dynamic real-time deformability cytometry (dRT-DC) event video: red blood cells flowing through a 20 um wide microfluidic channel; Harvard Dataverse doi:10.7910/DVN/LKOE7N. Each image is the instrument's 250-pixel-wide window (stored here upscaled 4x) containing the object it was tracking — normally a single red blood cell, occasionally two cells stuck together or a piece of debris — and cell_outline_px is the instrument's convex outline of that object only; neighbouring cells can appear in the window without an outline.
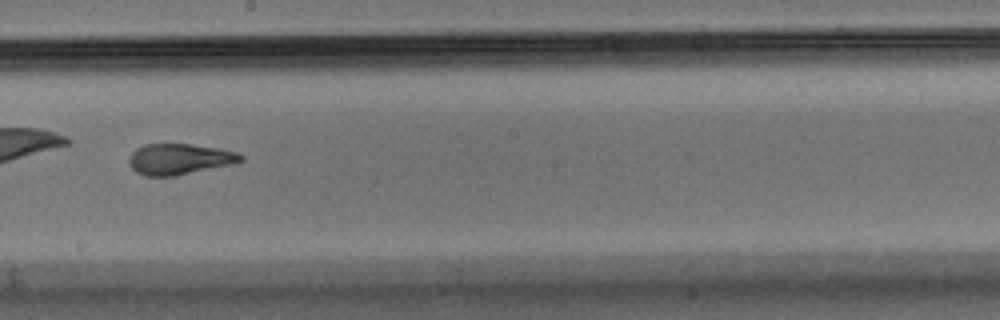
{"species": "Egyptian fruit bat (a non-hibernating species)", "species_latin": "Rousettus aegyptiacus", "temperature_condition": "warm", "stored_images_in_passage": 39, "camera_frame_rate_fps": 3000, "um_per_image_px": 0.085, "animal": {"sex": "male"}, "frame": {"image": 1, "passage_image": 17, "time_ms": 5.333, "image_size_px": [1000, 320], "cell_outline_px": [[244, 160], [232, 164], [176, 176], [144, 176], [136, 172], [128, 164], [128, 160], [132, 152], [136, 148], [144, 144], [192, 144], [220, 148], [236, 152], [244, 156]], "centroid_in_image_um": [15.24, 13.52], "position_along_channel_um": 233.0, "area_um2": 20.29}, "authors_computed_cell_mechanics": {"area_um2": 20.519, "velocity_mm_per_s": 3.6261, "shape_relaxation_time_tau1_ms": 5.1882, "shape_relaxation_time_tau2_ms": 1.4416, "deformation_change_tau1": 0.2021, "deformation_change_tau2": 0.067}}